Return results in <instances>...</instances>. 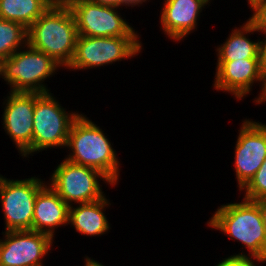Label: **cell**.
Segmentation results:
<instances>
[{"label":"cell","mask_w":266,"mask_h":266,"mask_svg":"<svg viewBox=\"0 0 266 266\" xmlns=\"http://www.w3.org/2000/svg\"><path fill=\"white\" fill-rule=\"evenodd\" d=\"M212 87L216 92L230 94L236 102L246 99L259 85L258 95L252 100L254 105L262 104L264 88V69L261 59H242L234 61H217ZM256 84V86H255Z\"/></svg>","instance_id":"obj_9"},{"label":"cell","mask_w":266,"mask_h":266,"mask_svg":"<svg viewBox=\"0 0 266 266\" xmlns=\"http://www.w3.org/2000/svg\"><path fill=\"white\" fill-rule=\"evenodd\" d=\"M239 192L240 195H243L241 197L249 201L266 198V159L250 181Z\"/></svg>","instance_id":"obj_20"},{"label":"cell","mask_w":266,"mask_h":266,"mask_svg":"<svg viewBox=\"0 0 266 266\" xmlns=\"http://www.w3.org/2000/svg\"><path fill=\"white\" fill-rule=\"evenodd\" d=\"M249 19L257 27H266V0L263 1L253 14H250Z\"/></svg>","instance_id":"obj_22"},{"label":"cell","mask_w":266,"mask_h":266,"mask_svg":"<svg viewBox=\"0 0 266 266\" xmlns=\"http://www.w3.org/2000/svg\"><path fill=\"white\" fill-rule=\"evenodd\" d=\"M221 258L222 260L220 259L214 266H263L261 263H266V260L262 258L232 257L229 255Z\"/></svg>","instance_id":"obj_21"},{"label":"cell","mask_w":266,"mask_h":266,"mask_svg":"<svg viewBox=\"0 0 266 266\" xmlns=\"http://www.w3.org/2000/svg\"><path fill=\"white\" fill-rule=\"evenodd\" d=\"M3 60L1 57H0V78H2V74H3Z\"/></svg>","instance_id":"obj_31"},{"label":"cell","mask_w":266,"mask_h":266,"mask_svg":"<svg viewBox=\"0 0 266 266\" xmlns=\"http://www.w3.org/2000/svg\"><path fill=\"white\" fill-rule=\"evenodd\" d=\"M79 115L77 110L67 111L53 93H35L32 144L20 157L29 160L49 149L65 150L70 128Z\"/></svg>","instance_id":"obj_4"},{"label":"cell","mask_w":266,"mask_h":266,"mask_svg":"<svg viewBox=\"0 0 266 266\" xmlns=\"http://www.w3.org/2000/svg\"><path fill=\"white\" fill-rule=\"evenodd\" d=\"M104 131L81 112L70 128L65 159L99 170L116 186L120 182L122 163L109 135Z\"/></svg>","instance_id":"obj_2"},{"label":"cell","mask_w":266,"mask_h":266,"mask_svg":"<svg viewBox=\"0 0 266 266\" xmlns=\"http://www.w3.org/2000/svg\"><path fill=\"white\" fill-rule=\"evenodd\" d=\"M258 206L259 210L262 216V222L265 228V234H266V198L258 199L254 201Z\"/></svg>","instance_id":"obj_26"},{"label":"cell","mask_w":266,"mask_h":266,"mask_svg":"<svg viewBox=\"0 0 266 266\" xmlns=\"http://www.w3.org/2000/svg\"><path fill=\"white\" fill-rule=\"evenodd\" d=\"M83 0H48L50 7L71 8L74 4Z\"/></svg>","instance_id":"obj_24"},{"label":"cell","mask_w":266,"mask_h":266,"mask_svg":"<svg viewBox=\"0 0 266 266\" xmlns=\"http://www.w3.org/2000/svg\"><path fill=\"white\" fill-rule=\"evenodd\" d=\"M162 4L159 13L160 31L176 44L197 31L200 18L206 11L204 9L211 6L208 0H163Z\"/></svg>","instance_id":"obj_14"},{"label":"cell","mask_w":266,"mask_h":266,"mask_svg":"<svg viewBox=\"0 0 266 266\" xmlns=\"http://www.w3.org/2000/svg\"><path fill=\"white\" fill-rule=\"evenodd\" d=\"M54 168L47 183L68 206L104 198L106 193L103 186L118 187L99 170L72 163L65 158ZM104 183L106 185H103Z\"/></svg>","instance_id":"obj_7"},{"label":"cell","mask_w":266,"mask_h":266,"mask_svg":"<svg viewBox=\"0 0 266 266\" xmlns=\"http://www.w3.org/2000/svg\"><path fill=\"white\" fill-rule=\"evenodd\" d=\"M40 176L10 179L0 173V206L4 232L32 230L36 196L47 183Z\"/></svg>","instance_id":"obj_8"},{"label":"cell","mask_w":266,"mask_h":266,"mask_svg":"<svg viewBox=\"0 0 266 266\" xmlns=\"http://www.w3.org/2000/svg\"><path fill=\"white\" fill-rule=\"evenodd\" d=\"M49 7L46 0H0V18L28 29Z\"/></svg>","instance_id":"obj_18"},{"label":"cell","mask_w":266,"mask_h":266,"mask_svg":"<svg viewBox=\"0 0 266 266\" xmlns=\"http://www.w3.org/2000/svg\"><path fill=\"white\" fill-rule=\"evenodd\" d=\"M77 37L76 20L70 8L49 7L27 29V43L64 69L74 57Z\"/></svg>","instance_id":"obj_3"},{"label":"cell","mask_w":266,"mask_h":266,"mask_svg":"<svg viewBox=\"0 0 266 266\" xmlns=\"http://www.w3.org/2000/svg\"><path fill=\"white\" fill-rule=\"evenodd\" d=\"M94 3L104 5V6H112L123 9L124 0H90Z\"/></svg>","instance_id":"obj_25"},{"label":"cell","mask_w":266,"mask_h":266,"mask_svg":"<svg viewBox=\"0 0 266 266\" xmlns=\"http://www.w3.org/2000/svg\"><path fill=\"white\" fill-rule=\"evenodd\" d=\"M266 70L264 71V88L262 92V105H266Z\"/></svg>","instance_id":"obj_30"},{"label":"cell","mask_w":266,"mask_h":266,"mask_svg":"<svg viewBox=\"0 0 266 266\" xmlns=\"http://www.w3.org/2000/svg\"><path fill=\"white\" fill-rule=\"evenodd\" d=\"M257 26L248 18L239 27L229 31L223 43L215 46L216 61H234L242 59H260V38ZM257 39H251L255 35ZM250 36V37H249Z\"/></svg>","instance_id":"obj_17"},{"label":"cell","mask_w":266,"mask_h":266,"mask_svg":"<svg viewBox=\"0 0 266 266\" xmlns=\"http://www.w3.org/2000/svg\"><path fill=\"white\" fill-rule=\"evenodd\" d=\"M1 233L0 266H45L53 253L55 241L45 233L31 230Z\"/></svg>","instance_id":"obj_12"},{"label":"cell","mask_w":266,"mask_h":266,"mask_svg":"<svg viewBox=\"0 0 266 266\" xmlns=\"http://www.w3.org/2000/svg\"><path fill=\"white\" fill-rule=\"evenodd\" d=\"M149 2H152V1L150 0H124V6H125L124 9H127L128 7H129L128 9H130V7L131 9H133V7L135 6L140 8L143 5L145 7V4L148 5Z\"/></svg>","instance_id":"obj_27"},{"label":"cell","mask_w":266,"mask_h":266,"mask_svg":"<svg viewBox=\"0 0 266 266\" xmlns=\"http://www.w3.org/2000/svg\"><path fill=\"white\" fill-rule=\"evenodd\" d=\"M258 28V35L260 38V59L261 64L264 69L266 70V27H257ZM261 36V37H260Z\"/></svg>","instance_id":"obj_23"},{"label":"cell","mask_w":266,"mask_h":266,"mask_svg":"<svg viewBox=\"0 0 266 266\" xmlns=\"http://www.w3.org/2000/svg\"><path fill=\"white\" fill-rule=\"evenodd\" d=\"M27 44V28L0 18V57L7 59Z\"/></svg>","instance_id":"obj_19"},{"label":"cell","mask_w":266,"mask_h":266,"mask_svg":"<svg viewBox=\"0 0 266 266\" xmlns=\"http://www.w3.org/2000/svg\"><path fill=\"white\" fill-rule=\"evenodd\" d=\"M84 259V261H83V263H84V266H106V265H104V264H102L103 262H99V261H97V260H95V258H93L92 256L91 257H89V256H87V255H84V257H83ZM77 266V265H76ZM79 266V265H78ZM83 266V265H82Z\"/></svg>","instance_id":"obj_28"},{"label":"cell","mask_w":266,"mask_h":266,"mask_svg":"<svg viewBox=\"0 0 266 266\" xmlns=\"http://www.w3.org/2000/svg\"><path fill=\"white\" fill-rule=\"evenodd\" d=\"M69 206L46 183L37 193L32 230L45 233L55 240L58 227H68Z\"/></svg>","instance_id":"obj_15"},{"label":"cell","mask_w":266,"mask_h":266,"mask_svg":"<svg viewBox=\"0 0 266 266\" xmlns=\"http://www.w3.org/2000/svg\"><path fill=\"white\" fill-rule=\"evenodd\" d=\"M6 95L1 102V127L21 156L32 144L35 92L8 91Z\"/></svg>","instance_id":"obj_13"},{"label":"cell","mask_w":266,"mask_h":266,"mask_svg":"<svg viewBox=\"0 0 266 266\" xmlns=\"http://www.w3.org/2000/svg\"><path fill=\"white\" fill-rule=\"evenodd\" d=\"M206 225L234 242H239L238 246L241 243V252L230 256L266 260L265 228L259 206L254 201L242 198L238 202L221 204Z\"/></svg>","instance_id":"obj_1"},{"label":"cell","mask_w":266,"mask_h":266,"mask_svg":"<svg viewBox=\"0 0 266 266\" xmlns=\"http://www.w3.org/2000/svg\"><path fill=\"white\" fill-rule=\"evenodd\" d=\"M141 36L88 37L78 35L74 57L67 71H88L141 56Z\"/></svg>","instance_id":"obj_6"},{"label":"cell","mask_w":266,"mask_h":266,"mask_svg":"<svg viewBox=\"0 0 266 266\" xmlns=\"http://www.w3.org/2000/svg\"><path fill=\"white\" fill-rule=\"evenodd\" d=\"M76 20L78 35L88 37L142 36L129 23L123 9L104 6L90 0H83L71 8Z\"/></svg>","instance_id":"obj_10"},{"label":"cell","mask_w":266,"mask_h":266,"mask_svg":"<svg viewBox=\"0 0 266 266\" xmlns=\"http://www.w3.org/2000/svg\"><path fill=\"white\" fill-rule=\"evenodd\" d=\"M61 69L64 70L52 57L27 43L3 60L2 79L11 92L49 93L52 91L45 82Z\"/></svg>","instance_id":"obj_5"},{"label":"cell","mask_w":266,"mask_h":266,"mask_svg":"<svg viewBox=\"0 0 266 266\" xmlns=\"http://www.w3.org/2000/svg\"><path fill=\"white\" fill-rule=\"evenodd\" d=\"M107 197L108 195L94 202L69 206L70 228H73L77 234L90 238H98L109 233L112 228L106 210L112 209L110 206L113 202Z\"/></svg>","instance_id":"obj_16"},{"label":"cell","mask_w":266,"mask_h":266,"mask_svg":"<svg viewBox=\"0 0 266 266\" xmlns=\"http://www.w3.org/2000/svg\"><path fill=\"white\" fill-rule=\"evenodd\" d=\"M264 0H246L248 9H251L250 12L253 14L255 10L263 3Z\"/></svg>","instance_id":"obj_29"},{"label":"cell","mask_w":266,"mask_h":266,"mask_svg":"<svg viewBox=\"0 0 266 266\" xmlns=\"http://www.w3.org/2000/svg\"><path fill=\"white\" fill-rule=\"evenodd\" d=\"M234 148L233 168L237 191H240L266 159V123L242 119Z\"/></svg>","instance_id":"obj_11"}]
</instances>
